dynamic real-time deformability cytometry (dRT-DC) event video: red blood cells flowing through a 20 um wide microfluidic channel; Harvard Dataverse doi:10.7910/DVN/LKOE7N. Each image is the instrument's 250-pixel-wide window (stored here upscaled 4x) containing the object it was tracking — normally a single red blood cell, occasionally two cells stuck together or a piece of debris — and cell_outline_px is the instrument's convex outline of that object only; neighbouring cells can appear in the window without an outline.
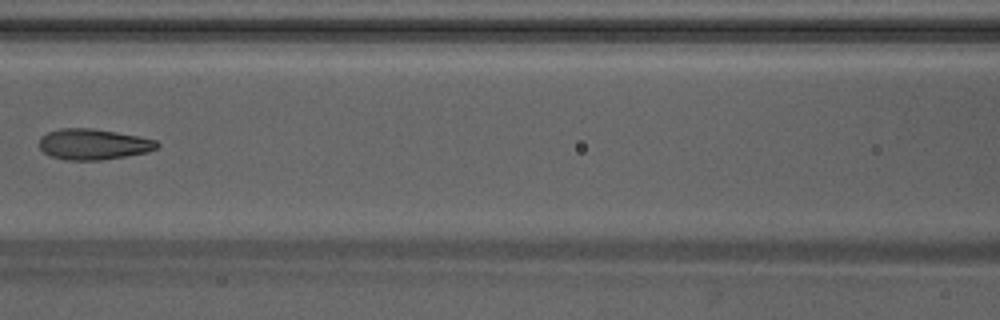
{"species": "Egyptian fruit bat (a non-hibernating species)", "species_latin": "Rousettus aegyptiacus", "temperature_condition": "warm", "stored_images_in_passage": 6, "camera_frame_rate_fps": 3000, "um_per_image_px": 0.085, "animal": {"sex": "male"}, "frame": {"image": 1, "passage_image": 6, "time_ms": 1.667, "image_size_px": [1000, 320], "cell_outline_px": [[160, 144], [156, 148], [148, 152], [100, 160], [64, 160], [52, 156], [44, 152], [40, 148], [40, 136], [48, 132], [60, 128], [92, 128], [116, 132], [156, 140]], "centroid_in_image_um": [7.91, 12.26], "position_along_channel_um": 158.7, "area_um2": 20.98}}